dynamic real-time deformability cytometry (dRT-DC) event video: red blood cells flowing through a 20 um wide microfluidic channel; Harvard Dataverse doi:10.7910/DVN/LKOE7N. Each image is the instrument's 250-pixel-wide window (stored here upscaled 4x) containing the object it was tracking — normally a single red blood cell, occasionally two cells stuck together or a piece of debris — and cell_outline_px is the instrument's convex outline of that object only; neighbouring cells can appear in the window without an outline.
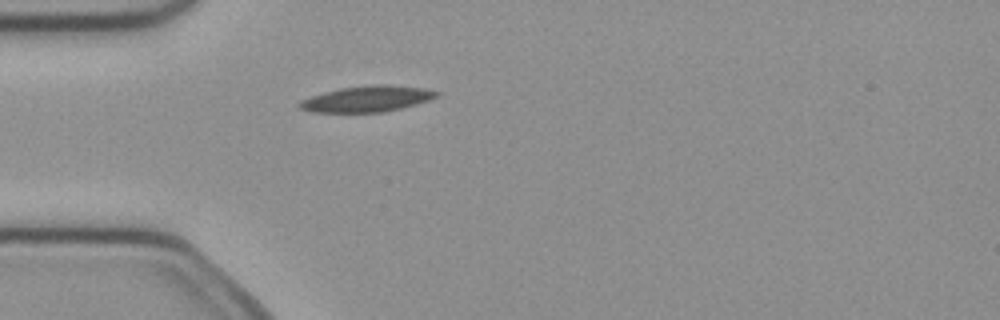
{"species": "common noctule bat (a hibernating species)", "species_latin": "Nyctalus noctula", "temperature_condition": "cold", "stored_images_in_passage": 2, "camera_frame_rate_fps": 3000, "um_per_image_px": 0.085, "animal": {"sex": "female", "body_mass_g": 21.9}, "frame": {"image": 1, "passage_image": 2, "time_ms": 0.333, "image_size_px": [1000, 320], "cell_outline_px": [[440, 96], [416, 104], [384, 112], [308, 112], [300, 108], [296, 104], [300, 100], [324, 92], [340, 88], [372, 84], [388, 84], [424, 88], [440, 92]], "centroid_in_image_um": [31.19, 8.4], "position_along_channel_um": 53.8, "area_um2": 20.87}}